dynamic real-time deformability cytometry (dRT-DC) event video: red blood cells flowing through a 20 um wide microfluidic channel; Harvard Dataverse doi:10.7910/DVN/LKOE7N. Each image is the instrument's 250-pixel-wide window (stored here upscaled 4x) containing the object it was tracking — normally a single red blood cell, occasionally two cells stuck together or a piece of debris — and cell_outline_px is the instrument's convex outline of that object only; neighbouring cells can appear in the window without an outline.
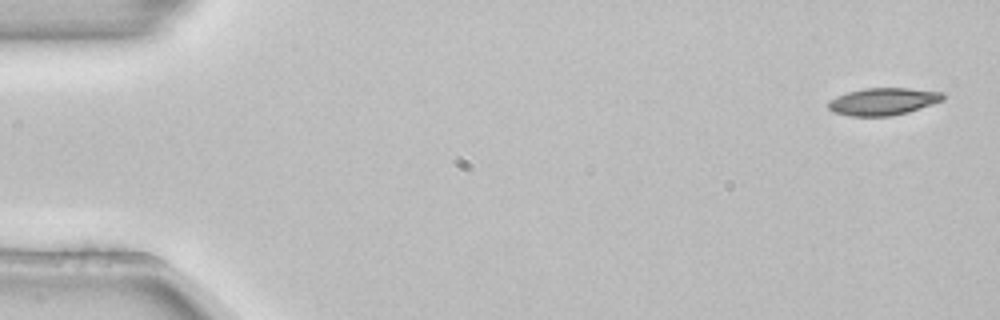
{"species": "common noctule bat (a hibernating species)", "species_latin": "Nyctalus noctula", "temperature_condition": "room temperature", "stored_images_in_passage": 4, "camera_frame_rate_fps": 3000, "um_per_image_px": 0.085, "animal": {"sex": "female", "body_mass_g": 22.7, "forearm_length_mm": 54.2}, "frame": {"image": 1, "passage_image": 1, "time_ms": 0.0, "image_size_px": [1000, 320], "cell_outline_px": [[948, 96], [944, 100], [908, 112], [892, 116], [848, 116], [832, 112], [828, 108], [828, 100], [836, 96], [848, 92], [864, 88], [908, 88], [944, 92]], "centroid_in_image_um": [75.07, 8.62], "position_along_channel_um": 9.9, "area_um2": 18.5}}
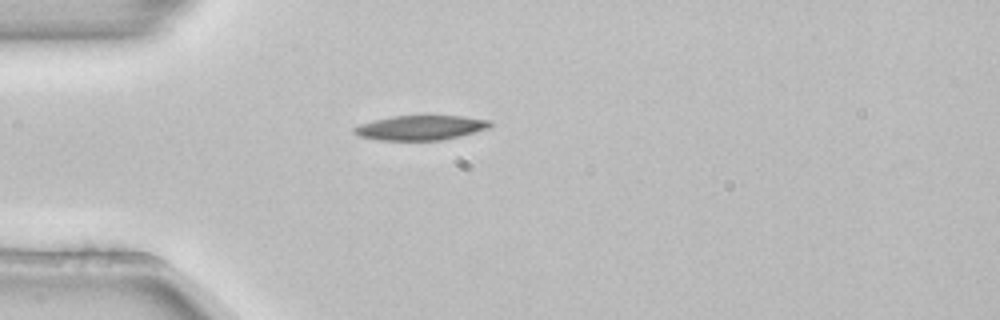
{"frame": {"image": 2, "passage_image": 4, "time_ms": 1.0, "image_size_px": [1000, 320], "cell_outline_px": [[492, 124], [488, 128], [476, 132], [460, 136], [440, 140], [380, 140], [360, 136], [352, 132], [352, 128], [360, 124], [392, 116], [464, 116], [492, 120]], "centroid_in_image_um": [35.78, 10.85], "position_along_channel_um": 49.2, "area_um2": 19.48}}